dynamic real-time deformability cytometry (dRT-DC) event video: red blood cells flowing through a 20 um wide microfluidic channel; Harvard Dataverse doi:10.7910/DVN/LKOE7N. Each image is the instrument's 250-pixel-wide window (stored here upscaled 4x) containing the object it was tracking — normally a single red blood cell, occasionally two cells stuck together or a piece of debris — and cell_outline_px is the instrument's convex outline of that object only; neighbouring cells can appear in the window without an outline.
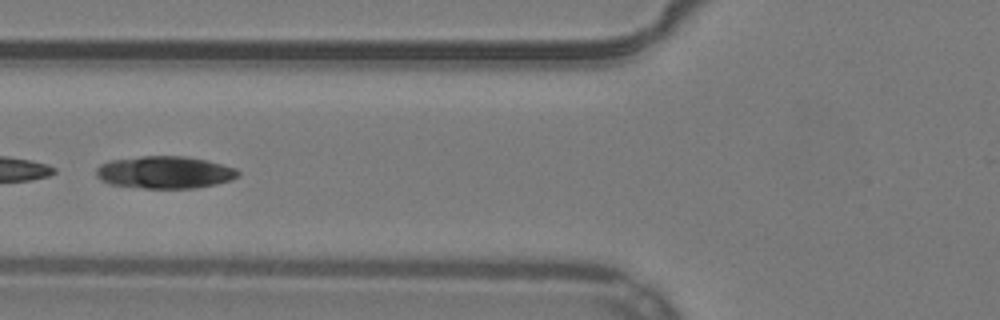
{"species": "common noctule bat (a hibernating species)", "species_latin": "Nyctalus noctula", "temperature_condition": "warm", "stored_images_in_passage": 11, "camera_frame_rate_fps": 3000, "um_per_image_px": 0.085, "animal": {"sex": "male", "body_mass_g": 19.2, "forearm_length_mm": 51.8}, "frame": {"image": 1, "passage_image": 5, "time_ms": 1.333, "image_size_px": [1000, 320], "cell_outline_px": [[240, 176], [232, 180], [216, 184], [196, 188], [144, 188], [112, 184], [100, 180], [96, 176], [96, 168], [100, 164], [108, 160], [140, 156], [184, 156], [204, 160], [236, 168], [240, 172]], "centroid_in_image_um": [14.0, 14.64], "position_along_channel_um": 111.8, "area_um2": 26.82}}
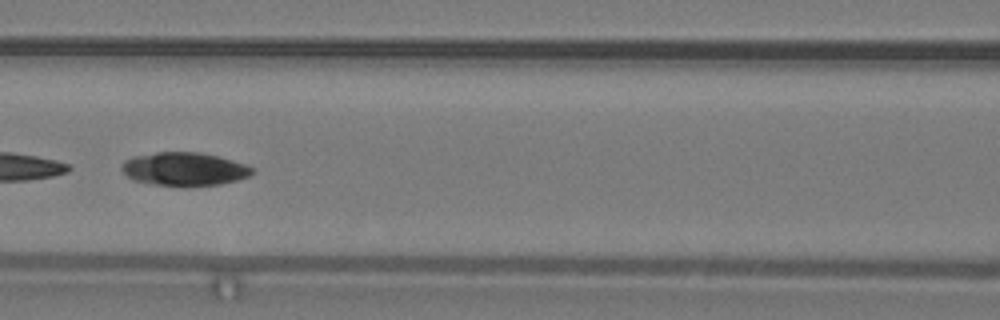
{"frame": {"image": 2, "passage_image": 8, "time_ms": 2.333, "image_size_px": [1000, 320], "cell_outline_px": [[256, 172], [248, 176], [236, 180], [220, 184], [152, 184], [132, 180], [120, 168], [124, 160], [132, 156], [156, 152], [200, 152], [232, 160], [256, 168]], "centroid_in_image_um": [15.65, 14.33], "position_along_channel_um": 150.9, "area_um2": 24.91}}